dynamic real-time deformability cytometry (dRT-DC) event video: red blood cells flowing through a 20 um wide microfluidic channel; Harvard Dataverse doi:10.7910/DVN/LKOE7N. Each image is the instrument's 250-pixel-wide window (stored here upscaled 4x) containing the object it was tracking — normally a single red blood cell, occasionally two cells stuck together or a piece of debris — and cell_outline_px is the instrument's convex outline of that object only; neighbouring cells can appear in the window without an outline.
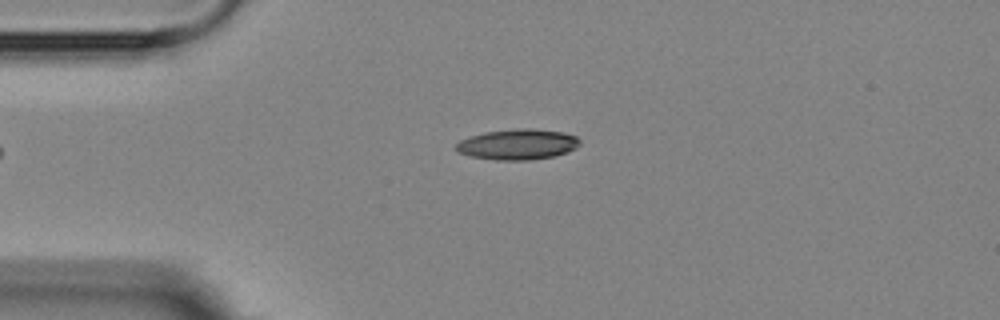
{"species": "Egyptian fruit bat (a non-hibernating species)", "species_latin": "Rousettus aegyptiacus", "temperature_condition": "room temperature", "stored_images_in_passage": 2, "camera_frame_rate_fps": 3000, "um_per_image_px": 0.085, "animal": {"sex": "female"}, "frame": {"image": 1, "passage_image": 2, "time_ms": 1.333, "image_size_px": [1000, 320], "cell_outline_px": [[580, 144], [576, 148], [568, 152], [556, 156], [528, 160], [496, 160], [472, 156], [460, 152], [456, 148], [456, 144], [460, 140], [484, 132], [516, 128], [532, 128], [564, 132], [576, 136], [580, 140]], "centroid_in_image_um": [44.06, 12.26], "position_along_channel_um": 40.9, "area_um2": 22.08}}